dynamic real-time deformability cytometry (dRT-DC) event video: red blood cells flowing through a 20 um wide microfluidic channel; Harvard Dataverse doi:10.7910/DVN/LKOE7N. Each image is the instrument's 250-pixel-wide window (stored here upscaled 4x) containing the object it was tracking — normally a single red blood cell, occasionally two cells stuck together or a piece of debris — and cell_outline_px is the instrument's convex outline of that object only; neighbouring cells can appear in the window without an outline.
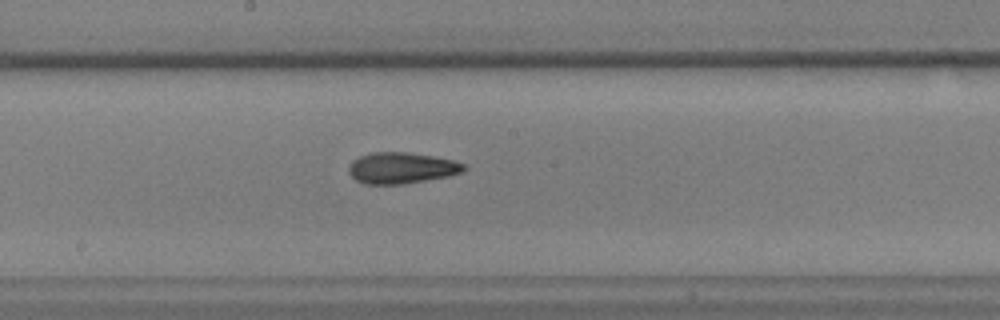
{"species": "common noctule bat (a hibernating species)", "species_latin": "Nyctalus noctula", "temperature_condition": "warm", "stored_images_in_passage": 31, "camera_frame_rate_fps": 3000, "um_per_image_px": 0.085, "animal": {"sex": "male", "body_mass_g": 17.9, "forearm_length_mm": 54.2}, "frame": {"image": 1, "passage_image": 14, "time_ms": 4.333, "image_size_px": [1000, 320], "cell_outline_px": [[468, 168], [464, 172], [448, 176], [400, 184], [364, 184], [356, 180], [348, 172], [348, 168], [352, 160], [360, 156], [372, 152], [408, 152], [432, 156], [452, 160], [464, 164]], "centroid_in_image_um": [34.12, 14.27], "position_along_channel_um": 214.1, "area_um2": 20.87}}
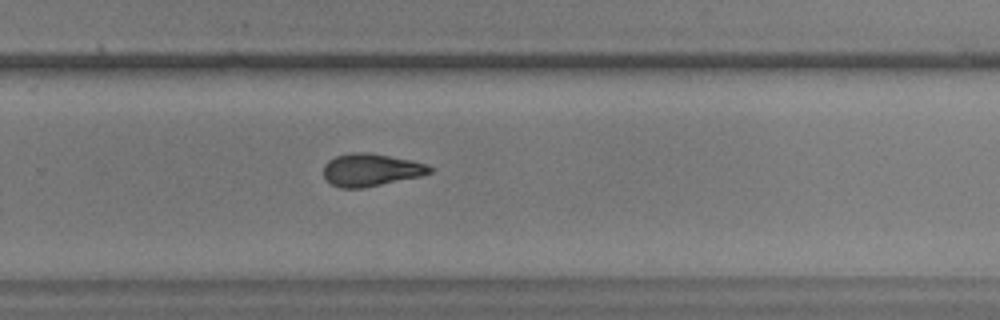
{"frame": {"image": 2, "passage_image": 20, "time_ms": 6.333, "image_size_px": [1000, 320], "cell_outline_px": [[432, 172], [420, 176], [364, 188], [340, 188], [332, 184], [324, 176], [324, 164], [328, 160], [336, 156], [352, 152], [364, 152], [388, 156], [428, 164], [432, 168]], "centroid_in_image_um": [31.51, 14.45], "position_along_channel_um": 298.3, "area_um2": 19.94}}
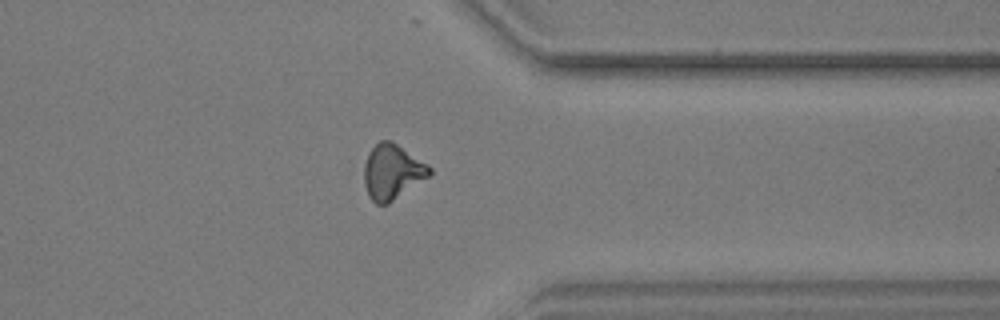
{"frame": {"image": 3, "passage_image": 26, "time_ms": 8.333, "image_size_px": [1000, 320], "cell_outline_px": [[432, 172], [428, 176], [388, 204], [376, 204], [368, 196], [364, 184], [364, 164], [368, 152], [380, 140], [392, 140], [428, 164], [432, 168]], "centroid_in_image_um": [33.32, 14.59], "position_along_channel_um": 378.1, "area_um2": 20.98}}